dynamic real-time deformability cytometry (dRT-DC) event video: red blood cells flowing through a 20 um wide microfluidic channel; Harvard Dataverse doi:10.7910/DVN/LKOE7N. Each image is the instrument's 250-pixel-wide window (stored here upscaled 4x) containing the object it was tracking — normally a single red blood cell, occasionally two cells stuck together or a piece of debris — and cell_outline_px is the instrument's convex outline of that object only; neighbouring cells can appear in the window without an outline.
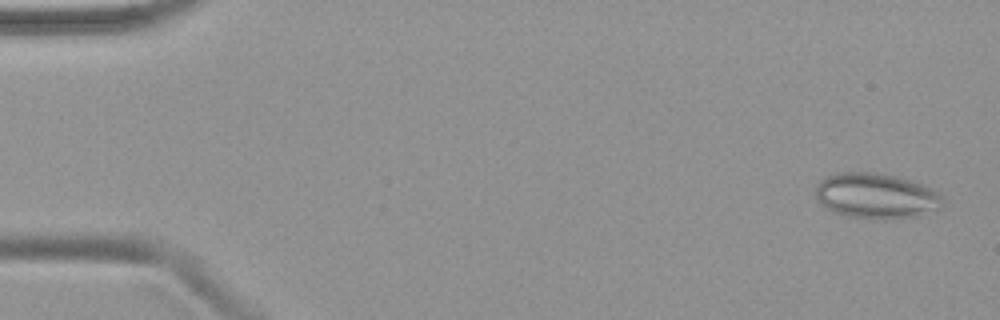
{"species": "common noctule bat (a hibernating species)", "species_latin": "Nyctalus noctula", "temperature_condition": "warm", "stored_images_in_passage": 49, "camera_frame_rate_fps": 3000, "um_per_image_px": 0.085, "animal": {"sex": "female", "body_mass_g": 19.9}, "frame": {"image": 1, "passage_image": 2, "time_ms": 0.333, "image_size_px": [1000, 320], "cell_outline_px": [[944, 204], [940, 208], [916, 216], [848, 216], [832, 212], [824, 208], [820, 204], [816, 196], [816, 184], [820, 180], [836, 172], [876, 172], [896, 176], [924, 184], [940, 192], [944, 200]], "centroid_in_image_um": [74.46, 16.59], "position_along_channel_um": 10.5, "area_um2": 33.18}}
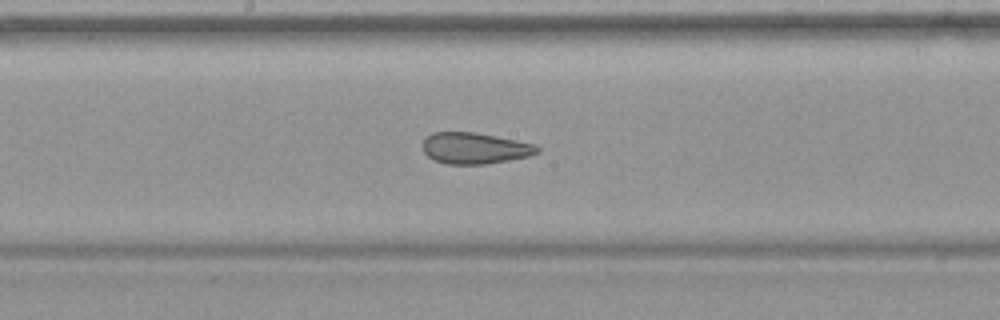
{"frame": {"image": 2, "passage_image": 26, "time_ms": 8.333, "image_size_px": [1000, 320], "cell_outline_px": [[540, 152], [528, 156], [508, 160], [484, 164], [448, 164], [436, 160], [428, 156], [424, 152], [420, 144], [432, 132], [476, 132], [536, 144], [540, 148]], "centroid_in_image_um": [40.35, 12.59], "position_along_channel_um": 207.8, "area_um2": 20.87}}
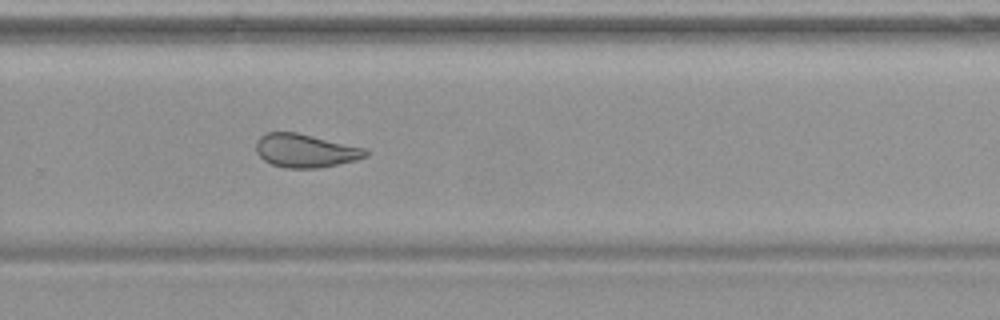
{"frame": {"image": 3, "passage_image": 33, "time_ms": 10.667, "image_size_px": [1000, 320], "cell_outline_px": [[368, 156], [356, 160], [316, 168], [284, 168], [272, 164], [264, 160], [256, 152], [256, 140], [260, 136], [268, 132], [296, 132], [364, 148], [368, 152]], "centroid_in_image_um": [25.92, 12.81], "position_along_channel_um": 303.9, "area_um2": 21.15}}